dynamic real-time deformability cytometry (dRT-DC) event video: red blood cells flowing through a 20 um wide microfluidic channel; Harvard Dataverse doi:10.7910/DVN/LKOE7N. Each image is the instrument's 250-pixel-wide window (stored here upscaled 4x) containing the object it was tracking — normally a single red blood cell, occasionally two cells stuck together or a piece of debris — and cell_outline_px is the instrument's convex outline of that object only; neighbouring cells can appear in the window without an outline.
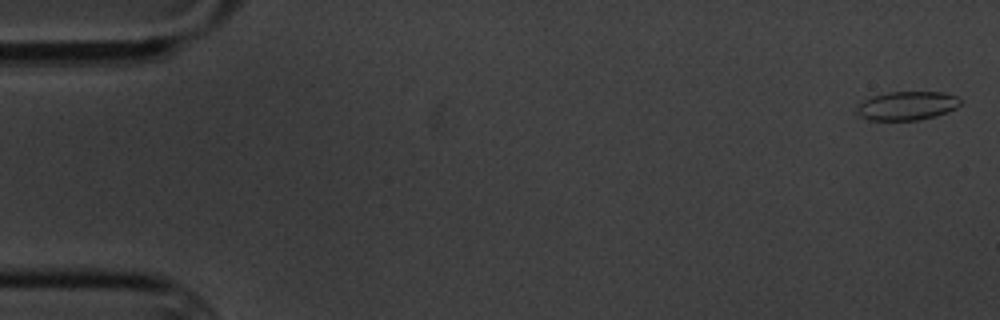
{"species": "common noctule bat (a hibernating species)", "species_latin": "Nyctalus noctula", "temperature_condition": "cold", "stored_images_in_passage": 8, "camera_frame_rate_fps": 3000, "um_per_image_px": 0.085, "animal": {"sex": "male", "body_mass_g": 20.1, "forearm_length_mm": 53.5}, "frame": {"image": 1, "passage_image": 1, "time_ms": 0.0, "image_size_px": [1000, 320], "cell_outline_px": [[960, 104], [956, 108], [936, 116], [920, 120], [868, 120], [860, 116], [856, 112], [856, 108], [864, 100], [872, 96], [888, 92], [944, 92], [956, 96], [960, 100]], "centroid_in_image_um": [77.09, 8.99], "position_along_channel_um": 7.9, "area_um2": 17.34}}
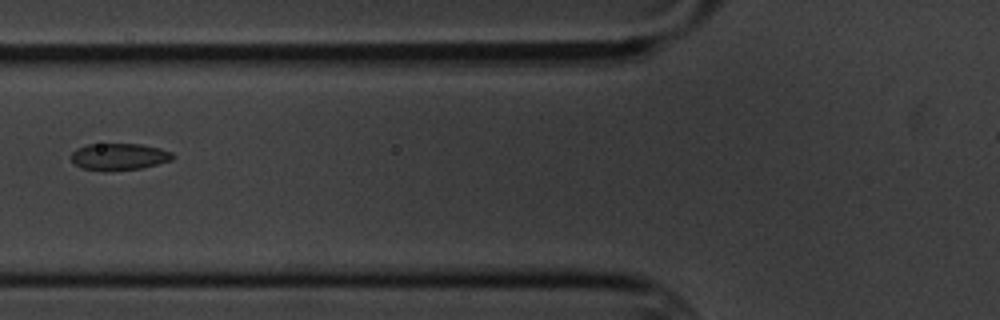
{"frame": {"image": 2, "passage_image": 7, "time_ms": 7.0, "image_size_px": [1000, 320], "cell_outline_px": [[176, 156], [172, 160], [144, 168], [112, 172], [104, 172], [84, 168], [76, 164], [72, 160], [72, 152], [76, 148], [88, 144], [140, 144], [160, 148], [172, 152]], "centroid_in_image_um": [10.16, 13.33], "position_along_channel_um": 115.6, "area_um2": 16.18}}
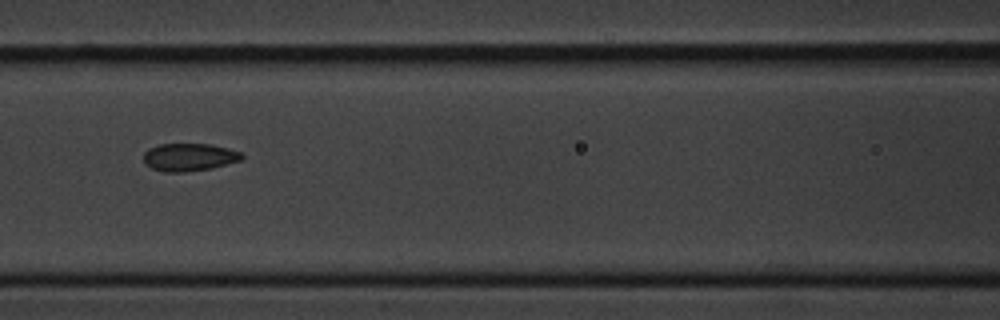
{"frame": {"image": 3, "passage_image": 8, "time_ms": 8.0, "image_size_px": [1000, 320], "cell_outline_px": [[244, 156], [240, 160], [212, 168], [184, 172], [164, 172], [152, 168], [144, 164], [144, 152], [148, 148], [160, 144], [212, 144], [228, 148], [240, 152]], "centroid_in_image_um": [16.05, 13.35], "position_along_channel_um": 150.5, "area_um2": 15.9}}